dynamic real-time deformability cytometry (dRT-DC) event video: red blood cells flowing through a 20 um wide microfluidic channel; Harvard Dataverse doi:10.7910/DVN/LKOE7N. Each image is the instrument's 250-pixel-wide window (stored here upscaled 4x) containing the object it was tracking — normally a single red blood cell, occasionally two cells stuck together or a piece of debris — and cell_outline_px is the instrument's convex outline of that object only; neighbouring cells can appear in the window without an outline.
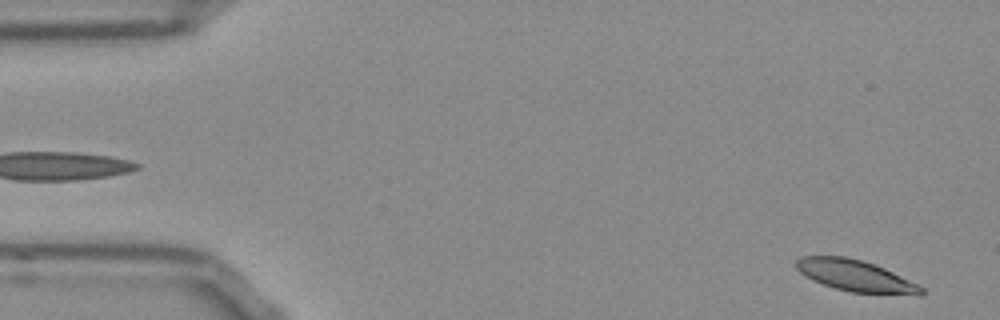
{"species": "Egyptian fruit bat (a non-hibernating species)", "species_latin": "Rousettus aegyptiacus", "temperature_condition": "room temperature", "stored_images_in_passage": 52, "camera_frame_rate_fps": 3000, "um_per_image_px": 0.085, "frame": {"image": 1, "passage_image": 2, "time_ms": 0.333, "image_size_px": [1000, 320], "cell_outline_px": [[924, 292], [920, 296], [852, 292], [836, 288], [812, 280], [804, 276], [796, 268], [796, 260], [800, 256], [844, 256], [860, 260], [884, 268], [924, 288]], "centroid_in_image_um": [72.71, 23.45], "position_along_channel_um": 12.3, "area_um2": 22.72}}
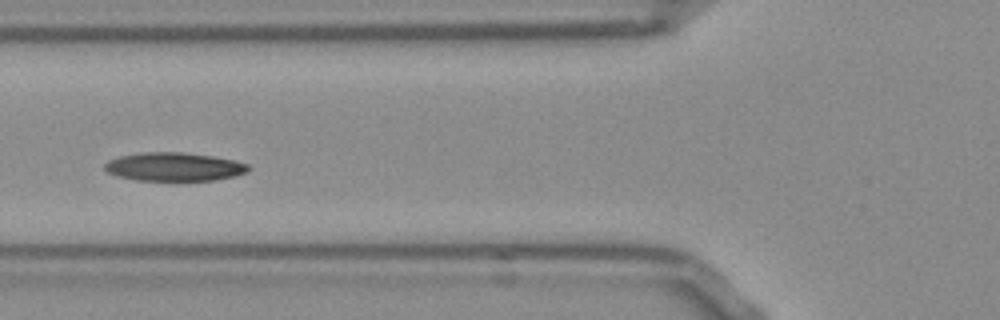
{"frame": {"image": 2, "passage_image": 19, "time_ms": 6.0, "image_size_px": [1000, 320], "cell_outline_px": [[252, 168], [248, 172], [236, 176], [216, 180], [136, 180], [116, 176], [108, 172], [104, 168], [104, 164], [108, 160], [120, 156], [144, 152], [184, 152], [212, 156], [232, 160], [248, 164]], "centroid_in_image_um": [14.82, 14.18], "position_along_channel_um": 111.0, "area_um2": 23.93}}
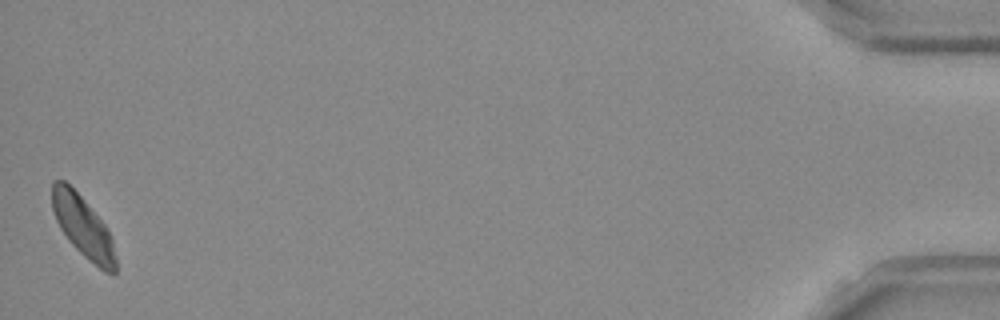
{"frame": {"image": 3, "passage_image": 52, "time_ms": 17.0, "image_size_px": [1000, 320], "cell_outline_px": [[116, 272], [104, 272], [88, 260], [68, 240], [60, 228], [56, 220], [52, 208], [52, 184], [56, 180], [64, 180], [84, 200], [104, 224], [112, 240], [116, 260]], "centroid_in_image_um": [7.04, 19.29], "position_along_channel_um": 428.2, "area_um2": 22.25}, "authors_computed_cell_mechanics": {"area_um2": 23.7847, "velocity_mm_per_s": 3.7767, "shape_relaxation_time_tau1_ms": 5.3633, "shape_relaxation_time_tau2_ms": 10.8281, "deformation_change_tau1": 0.1224, "deformation_change_tau2": 0.1693}}